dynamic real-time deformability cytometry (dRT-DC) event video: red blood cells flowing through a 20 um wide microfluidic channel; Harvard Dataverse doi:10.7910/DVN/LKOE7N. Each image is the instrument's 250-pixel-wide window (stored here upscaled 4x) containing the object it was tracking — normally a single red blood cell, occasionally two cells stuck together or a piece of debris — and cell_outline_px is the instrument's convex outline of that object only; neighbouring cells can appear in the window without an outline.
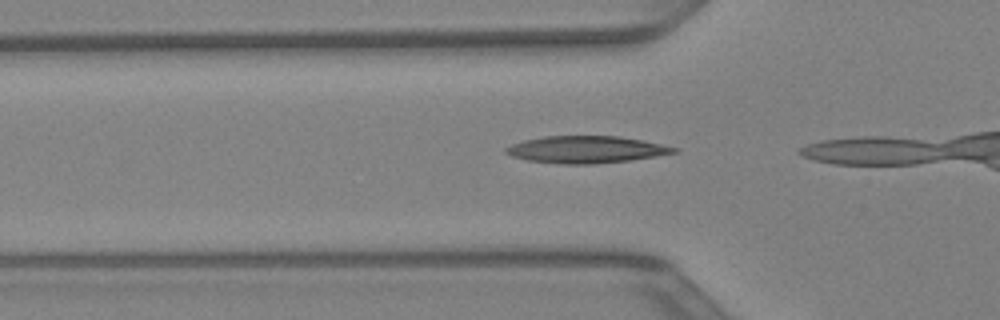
{"species": "Egyptian fruit bat (a non-hibernating species)", "species_latin": "Rousettus aegyptiacus", "temperature_condition": "warm", "stored_images_in_passage": 3, "camera_frame_rate_fps": 3000, "um_per_image_px": 0.085, "animal": {"sex": "female"}, "frame": {"image": 1, "passage_image": 2, "time_ms": 0.333, "image_size_px": [1000, 320], "cell_outline_px": [[680, 148], [676, 152], [628, 160], [592, 164], [560, 164], [528, 160], [512, 156], [504, 152], [504, 148], [512, 144], [524, 140], [544, 136], [620, 136]], "centroid_in_image_um": [49.76, 12.7], "position_along_channel_um": 76.0, "area_um2": 26.18}}